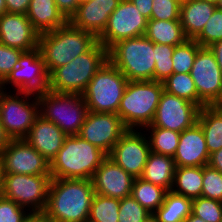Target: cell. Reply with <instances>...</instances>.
Here are the masks:
<instances>
[{"mask_svg": "<svg viewBox=\"0 0 222 222\" xmlns=\"http://www.w3.org/2000/svg\"><path fill=\"white\" fill-rule=\"evenodd\" d=\"M94 195L91 179L52 178L44 212L53 222H84Z\"/></svg>", "mask_w": 222, "mask_h": 222, "instance_id": "cell-1", "label": "cell"}, {"mask_svg": "<svg viewBox=\"0 0 222 222\" xmlns=\"http://www.w3.org/2000/svg\"><path fill=\"white\" fill-rule=\"evenodd\" d=\"M97 42L98 38L94 34L67 21L62 27L40 34L38 48L50 74L88 52Z\"/></svg>", "mask_w": 222, "mask_h": 222, "instance_id": "cell-2", "label": "cell"}, {"mask_svg": "<svg viewBox=\"0 0 222 222\" xmlns=\"http://www.w3.org/2000/svg\"><path fill=\"white\" fill-rule=\"evenodd\" d=\"M107 154L79 135L67 136L50 163L51 178L92 179Z\"/></svg>", "mask_w": 222, "mask_h": 222, "instance_id": "cell-3", "label": "cell"}, {"mask_svg": "<svg viewBox=\"0 0 222 222\" xmlns=\"http://www.w3.org/2000/svg\"><path fill=\"white\" fill-rule=\"evenodd\" d=\"M108 61V49L97 42L88 52L49 74L48 90L82 94L97 71Z\"/></svg>", "mask_w": 222, "mask_h": 222, "instance_id": "cell-4", "label": "cell"}, {"mask_svg": "<svg viewBox=\"0 0 222 222\" xmlns=\"http://www.w3.org/2000/svg\"><path fill=\"white\" fill-rule=\"evenodd\" d=\"M163 91V82L128 81L117 112L124 126L144 130L150 125Z\"/></svg>", "mask_w": 222, "mask_h": 222, "instance_id": "cell-5", "label": "cell"}, {"mask_svg": "<svg viewBox=\"0 0 222 222\" xmlns=\"http://www.w3.org/2000/svg\"><path fill=\"white\" fill-rule=\"evenodd\" d=\"M154 44L145 35L120 40L108 49V60L128 81H155Z\"/></svg>", "mask_w": 222, "mask_h": 222, "instance_id": "cell-6", "label": "cell"}, {"mask_svg": "<svg viewBox=\"0 0 222 222\" xmlns=\"http://www.w3.org/2000/svg\"><path fill=\"white\" fill-rule=\"evenodd\" d=\"M39 115L57 125L67 136L78 135L88 107L82 94L45 90L37 94Z\"/></svg>", "mask_w": 222, "mask_h": 222, "instance_id": "cell-7", "label": "cell"}, {"mask_svg": "<svg viewBox=\"0 0 222 222\" xmlns=\"http://www.w3.org/2000/svg\"><path fill=\"white\" fill-rule=\"evenodd\" d=\"M127 83L123 73L108 60L82 93L88 111L117 114Z\"/></svg>", "mask_w": 222, "mask_h": 222, "instance_id": "cell-8", "label": "cell"}, {"mask_svg": "<svg viewBox=\"0 0 222 222\" xmlns=\"http://www.w3.org/2000/svg\"><path fill=\"white\" fill-rule=\"evenodd\" d=\"M38 116L37 94L20 91L11 94L0 89V122L10 139H24Z\"/></svg>", "mask_w": 222, "mask_h": 222, "instance_id": "cell-9", "label": "cell"}, {"mask_svg": "<svg viewBox=\"0 0 222 222\" xmlns=\"http://www.w3.org/2000/svg\"><path fill=\"white\" fill-rule=\"evenodd\" d=\"M2 196L29 212H42L48 203L51 175L1 174Z\"/></svg>", "mask_w": 222, "mask_h": 222, "instance_id": "cell-10", "label": "cell"}, {"mask_svg": "<svg viewBox=\"0 0 222 222\" xmlns=\"http://www.w3.org/2000/svg\"><path fill=\"white\" fill-rule=\"evenodd\" d=\"M190 74L198 94V107L219 105L222 101V72L209 47L198 50Z\"/></svg>", "mask_w": 222, "mask_h": 222, "instance_id": "cell-11", "label": "cell"}, {"mask_svg": "<svg viewBox=\"0 0 222 222\" xmlns=\"http://www.w3.org/2000/svg\"><path fill=\"white\" fill-rule=\"evenodd\" d=\"M49 73L46 69L39 48L23 52L18 59L17 67L0 84V89L6 91L5 85H10L13 91L34 94L48 90Z\"/></svg>", "mask_w": 222, "mask_h": 222, "instance_id": "cell-12", "label": "cell"}, {"mask_svg": "<svg viewBox=\"0 0 222 222\" xmlns=\"http://www.w3.org/2000/svg\"><path fill=\"white\" fill-rule=\"evenodd\" d=\"M148 19L129 0H121L109 17L108 24L98 42L109 49L116 42L144 36Z\"/></svg>", "mask_w": 222, "mask_h": 222, "instance_id": "cell-13", "label": "cell"}, {"mask_svg": "<svg viewBox=\"0 0 222 222\" xmlns=\"http://www.w3.org/2000/svg\"><path fill=\"white\" fill-rule=\"evenodd\" d=\"M0 172L50 175V163L25 139H11L0 152Z\"/></svg>", "mask_w": 222, "mask_h": 222, "instance_id": "cell-14", "label": "cell"}, {"mask_svg": "<svg viewBox=\"0 0 222 222\" xmlns=\"http://www.w3.org/2000/svg\"><path fill=\"white\" fill-rule=\"evenodd\" d=\"M128 129L107 155L134 178L142 175L151 152L147 133ZM145 134V135H144Z\"/></svg>", "mask_w": 222, "mask_h": 222, "instance_id": "cell-15", "label": "cell"}, {"mask_svg": "<svg viewBox=\"0 0 222 222\" xmlns=\"http://www.w3.org/2000/svg\"><path fill=\"white\" fill-rule=\"evenodd\" d=\"M199 111L196 104L163 91L154 119L146 127H161L181 133L197 122Z\"/></svg>", "mask_w": 222, "mask_h": 222, "instance_id": "cell-16", "label": "cell"}, {"mask_svg": "<svg viewBox=\"0 0 222 222\" xmlns=\"http://www.w3.org/2000/svg\"><path fill=\"white\" fill-rule=\"evenodd\" d=\"M127 130L117 114L88 111L78 135L108 155Z\"/></svg>", "mask_w": 222, "mask_h": 222, "instance_id": "cell-17", "label": "cell"}, {"mask_svg": "<svg viewBox=\"0 0 222 222\" xmlns=\"http://www.w3.org/2000/svg\"><path fill=\"white\" fill-rule=\"evenodd\" d=\"M39 33L27 15L4 13L0 16V43L23 52L38 48Z\"/></svg>", "mask_w": 222, "mask_h": 222, "instance_id": "cell-18", "label": "cell"}, {"mask_svg": "<svg viewBox=\"0 0 222 222\" xmlns=\"http://www.w3.org/2000/svg\"><path fill=\"white\" fill-rule=\"evenodd\" d=\"M134 179L107 156L91 180L96 194L121 200L131 195Z\"/></svg>", "mask_w": 222, "mask_h": 222, "instance_id": "cell-19", "label": "cell"}, {"mask_svg": "<svg viewBox=\"0 0 222 222\" xmlns=\"http://www.w3.org/2000/svg\"><path fill=\"white\" fill-rule=\"evenodd\" d=\"M121 0H90L79 4L68 20L73 26L91 32L97 38L105 30L112 12Z\"/></svg>", "mask_w": 222, "mask_h": 222, "instance_id": "cell-20", "label": "cell"}, {"mask_svg": "<svg viewBox=\"0 0 222 222\" xmlns=\"http://www.w3.org/2000/svg\"><path fill=\"white\" fill-rule=\"evenodd\" d=\"M209 158L205 136L198 122L180 133L173 157L176 167L206 166Z\"/></svg>", "mask_w": 222, "mask_h": 222, "instance_id": "cell-21", "label": "cell"}, {"mask_svg": "<svg viewBox=\"0 0 222 222\" xmlns=\"http://www.w3.org/2000/svg\"><path fill=\"white\" fill-rule=\"evenodd\" d=\"M66 137L57 125L39 115L24 139L51 163Z\"/></svg>", "mask_w": 222, "mask_h": 222, "instance_id": "cell-22", "label": "cell"}, {"mask_svg": "<svg viewBox=\"0 0 222 222\" xmlns=\"http://www.w3.org/2000/svg\"><path fill=\"white\" fill-rule=\"evenodd\" d=\"M216 8L215 4L201 0H183L179 20L185 37L195 39Z\"/></svg>", "mask_w": 222, "mask_h": 222, "instance_id": "cell-23", "label": "cell"}, {"mask_svg": "<svg viewBox=\"0 0 222 222\" xmlns=\"http://www.w3.org/2000/svg\"><path fill=\"white\" fill-rule=\"evenodd\" d=\"M26 15L39 34L62 27L68 21L55 0H31Z\"/></svg>", "mask_w": 222, "mask_h": 222, "instance_id": "cell-24", "label": "cell"}, {"mask_svg": "<svg viewBox=\"0 0 222 222\" xmlns=\"http://www.w3.org/2000/svg\"><path fill=\"white\" fill-rule=\"evenodd\" d=\"M175 169L172 157L150 152L140 178L171 191Z\"/></svg>", "mask_w": 222, "mask_h": 222, "instance_id": "cell-25", "label": "cell"}, {"mask_svg": "<svg viewBox=\"0 0 222 222\" xmlns=\"http://www.w3.org/2000/svg\"><path fill=\"white\" fill-rule=\"evenodd\" d=\"M197 122L201 125L209 154L222 148V108L206 105L199 111Z\"/></svg>", "mask_w": 222, "mask_h": 222, "instance_id": "cell-26", "label": "cell"}, {"mask_svg": "<svg viewBox=\"0 0 222 222\" xmlns=\"http://www.w3.org/2000/svg\"><path fill=\"white\" fill-rule=\"evenodd\" d=\"M145 36L153 43L171 46L182 44L187 39L180 20L149 19Z\"/></svg>", "mask_w": 222, "mask_h": 222, "instance_id": "cell-27", "label": "cell"}, {"mask_svg": "<svg viewBox=\"0 0 222 222\" xmlns=\"http://www.w3.org/2000/svg\"><path fill=\"white\" fill-rule=\"evenodd\" d=\"M203 166L176 167L171 191L189 199L201 196Z\"/></svg>", "mask_w": 222, "mask_h": 222, "instance_id": "cell-28", "label": "cell"}, {"mask_svg": "<svg viewBox=\"0 0 222 222\" xmlns=\"http://www.w3.org/2000/svg\"><path fill=\"white\" fill-rule=\"evenodd\" d=\"M192 210V199L167 191L163 204L153 213L159 222H183Z\"/></svg>", "mask_w": 222, "mask_h": 222, "instance_id": "cell-29", "label": "cell"}, {"mask_svg": "<svg viewBox=\"0 0 222 222\" xmlns=\"http://www.w3.org/2000/svg\"><path fill=\"white\" fill-rule=\"evenodd\" d=\"M167 190L140 177L132 185V197L147 211L153 214L164 202Z\"/></svg>", "mask_w": 222, "mask_h": 222, "instance_id": "cell-30", "label": "cell"}, {"mask_svg": "<svg viewBox=\"0 0 222 222\" xmlns=\"http://www.w3.org/2000/svg\"><path fill=\"white\" fill-rule=\"evenodd\" d=\"M144 129L148 131L149 134L151 133L150 136L147 133L151 152L174 157L179 143V132L161 127H147Z\"/></svg>", "mask_w": 222, "mask_h": 222, "instance_id": "cell-31", "label": "cell"}, {"mask_svg": "<svg viewBox=\"0 0 222 222\" xmlns=\"http://www.w3.org/2000/svg\"><path fill=\"white\" fill-rule=\"evenodd\" d=\"M119 207L120 199L95 193L88 220L91 222H118Z\"/></svg>", "mask_w": 222, "mask_h": 222, "instance_id": "cell-32", "label": "cell"}, {"mask_svg": "<svg viewBox=\"0 0 222 222\" xmlns=\"http://www.w3.org/2000/svg\"><path fill=\"white\" fill-rule=\"evenodd\" d=\"M164 91L198 106V94L190 73H174L164 82Z\"/></svg>", "mask_w": 222, "mask_h": 222, "instance_id": "cell-33", "label": "cell"}, {"mask_svg": "<svg viewBox=\"0 0 222 222\" xmlns=\"http://www.w3.org/2000/svg\"><path fill=\"white\" fill-rule=\"evenodd\" d=\"M200 48L194 39H186L182 44L176 45L172 56L173 74L190 73Z\"/></svg>", "mask_w": 222, "mask_h": 222, "instance_id": "cell-34", "label": "cell"}, {"mask_svg": "<svg viewBox=\"0 0 222 222\" xmlns=\"http://www.w3.org/2000/svg\"><path fill=\"white\" fill-rule=\"evenodd\" d=\"M175 46L154 44L155 81L164 82L173 74L172 56Z\"/></svg>", "mask_w": 222, "mask_h": 222, "instance_id": "cell-35", "label": "cell"}, {"mask_svg": "<svg viewBox=\"0 0 222 222\" xmlns=\"http://www.w3.org/2000/svg\"><path fill=\"white\" fill-rule=\"evenodd\" d=\"M191 213L206 222H221L222 202L200 196L192 200Z\"/></svg>", "mask_w": 222, "mask_h": 222, "instance_id": "cell-36", "label": "cell"}, {"mask_svg": "<svg viewBox=\"0 0 222 222\" xmlns=\"http://www.w3.org/2000/svg\"><path fill=\"white\" fill-rule=\"evenodd\" d=\"M201 47L222 40V9L216 8L201 33L194 39Z\"/></svg>", "mask_w": 222, "mask_h": 222, "instance_id": "cell-37", "label": "cell"}, {"mask_svg": "<svg viewBox=\"0 0 222 222\" xmlns=\"http://www.w3.org/2000/svg\"><path fill=\"white\" fill-rule=\"evenodd\" d=\"M201 196L222 202V173L209 165L203 166Z\"/></svg>", "mask_w": 222, "mask_h": 222, "instance_id": "cell-38", "label": "cell"}, {"mask_svg": "<svg viewBox=\"0 0 222 222\" xmlns=\"http://www.w3.org/2000/svg\"><path fill=\"white\" fill-rule=\"evenodd\" d=\"M150 214L132 195L120 200L118 222H143Z\"/></svg>", "mask_w": 222, "mask_h": 222, "instance_id": "cell-39", "label": "cell"}, {"mask_svg": "<svg viewBox=\"0 0 222 222\" xmlns=\"http://www.w3.org/2000/svg\"><path fill=\"white\" fill-rule=\"evenodd\" d=\"M181 3V0H153L150 19L179 20Z\"/></svg>", "mask_w": 222, "mask_h": 222, "instance_id": "cell-40", "label": "cell"}, {"mask_svg": "<svg viewBox=\"0 0 222 222\" xmlns=\"http://www.w3.org/2000/svg\"><path fill=\"white\" fill-rule=\"evenodd\" d=\"M23 51L0 43V84L17 67L18 59Z\"/></svg>", "mask_w": 222, "mask_h": 222, "instance_id": "cell-41", "label": "cell"}, {"mask_svg": "<svg viewBox=\"0 0 222 222\" xmlns=\"http://www.w3.org/2000/svg\"><path fill=\"white\" fill-rule=\"evenodd\" d=\"M28 213L14 201L0 197V222H23Z\"/></svg>", "mask_w": 222, "mask_h": 222, "instance_id": "cell-42", "label": "cell"}, {"mask_svg": "<svg viewBox=\"0 0 222 222\" xmlns=\"http://www.w3.org/2000/svg\"><path fill=\"white\" fill-rule=\"evenodd\" d=\"M58 10L69 20L79 6L78 0H55Z\"/></svg>", "mask_w": 222, "mask_h": 222, "instance_id": "cell-43", "label": "cell"}, {"mask_svg": "<svg viewBox=\"0 0 222 222\" xmlns=\"http://www.w3.org/2000/svg\"><path fill=\"white\" fill-rule=\"evenodd\" d=\"M31 0H5L8 13L26 15Z\"/></svg>", "mask_w": 222, "mask_h": 222, "instance_id": "cell-44", "label": "cell"}, {"mask_svg": "<svg viewBox=\"0 0 222 222\" xmlns=\"http://www.w3.org/2000/svg\"><path fill=\"white\" fill-rule=\"evenodd\" d=\"M137 9L144 15L148 20L151 17L152 3L153 0H129Z\"/></svg>", "mask_w": 222, "mask_h": 222, "instance_id": "cell-45", "label": "cell"}, {"mask_svg": "<svg viewBox=\"0 0 222 222\" xmlns=\"http://www.w3.org/2000/svg\"><path fill=\"white\" fill-rule=\"evenodd\" d=\"M208 165L222 173V148L210 154Z\"/></svg>", "mask_w": 222, "mask_h": 222, "instance_id": "cell-46", "label": "cell"}, {"mask_svg": "<svg viewBox=\"0 0 222 222\" xmlns=\"http://www.w3.org/2000/svg\"><path fill=\"white\" fill-rule=\"evenodd\" d=\"M23 222H53L48 215L42 212H29Z\"/></svg>", "mask_w": 222, "mask_h": 222, "instance_id": "cell-47", "label": "cell"}, {"mask_svg": "<svg viewBox=\"0 0 222 222\" xmlns=\"http://www.w3.org/2000/svg\"><path fill=\"white\" fill-rule=\"evenodd\" d=\"M209 49L213 52L217 64L222 72V40L211 44Z\"/></svg>", "mask_w": 222, "mask_h": 222, "instance_id": "cell-48", "label": "cell"}, {"mask_svg": "<svg viewBox=\"0 0 222 222\" xmlns=\"http://www.w3.org/2000/svg\"><path fill=\"white\" fill-rule=\"evenodd\" d=\"M9 136L6 134L1 122H0V152L6 147L10 142Z\"/></svg>", "mask_w": 222, "mask_h": 222, "instance_id": "cell-49", "label": "cell"}, {"mask_svg": "<svg viewBox=\"0 0 222 222\" xmlns=\"http://www.w3.org/2000/svg\"><path fill=\"white\" fill-rule=\"evenodd\" d=\"M183 222H206V221L191 213Z\"/></svg>", "mask_w": 222, "mask_h": 222, "instance_id": "cell-50", "label": "cell"}, {"mask_svg": "<svg viewBox=\"0 0 222 222\" xmlns=\"http://www.w3.org/2000/svg\"><path fill=\"white\" fill-rule=\"evenodd\" d=\"M6 12L7 10H6L5 0H0V16Z\"/></svg>", "mask_w": 222, "mask_h": 222, "instance_id": "cell-51", "label": "cell"}, {"mask_svg": "<svg viewBox=\"0 0 222 222\" xmlns=\"http://www.w3.org/2000/svg\"><path fill=\"white\" fill-rule=\"evenodd\" d=\"M143 222H159V221L154 214H150Z\"/></svg>", "mask_w": 222, "mask_h": 222, "instance_id": "cell-52", "label": "cell"}, {"mask_svg": "<svg viewBox=\"0 0 222 222\" xmlns=\"http://www.w3.org/2000/svg\"><path fill=\"white\" fill-rule=\"evenodd\" d=\"M201 1H204V2H209V3H212V4H215L216 6L219 4L220 0H201Z\"/></svg>", "mask_w": 222, "mask_h": 222, "instance_id": "cell-53", "label": "cell"}, {"mask_svg": "<svg viewBox=\"0 0 222 222\" xmlns=\"http://www.w3.org/2000/svg\"><path fill=\"white\" fill-rule=\"evenodd\" d=\"M2 196V175L0 172V197Z\"/></svg>", "mask_w": 222, "mask_h": 222, "instance_id": "cell-54", "label": "cell"}, {"mask_svg": "<svg viewBox=\"0 0 222 222\" xmlns=\"http://www.w3.org/2000/svg\"><path fill=\"white\" fill-rule=\"evenodd\" d=\"M218 8L222 9V0H220L219 4L217 5Z\"/></svg>", "mask_w": 222, "mask_h": 222, "instance_id": "cell-55", "label": "cell"}, {"mask_svg": "<svg viewBox=\"0 0 222 222\" xmlns=\"http://www.w3.org/2000/svg\"><path fill=\"white\" fill-rule=\"evenodd\" d=\"M87 1H90V0H78L79 4L87 2Z\"/></svg>", "mask_w": 222, "mask_h": 222, "instance_id": "cell-56", "label": "cell"}]
</instances>
